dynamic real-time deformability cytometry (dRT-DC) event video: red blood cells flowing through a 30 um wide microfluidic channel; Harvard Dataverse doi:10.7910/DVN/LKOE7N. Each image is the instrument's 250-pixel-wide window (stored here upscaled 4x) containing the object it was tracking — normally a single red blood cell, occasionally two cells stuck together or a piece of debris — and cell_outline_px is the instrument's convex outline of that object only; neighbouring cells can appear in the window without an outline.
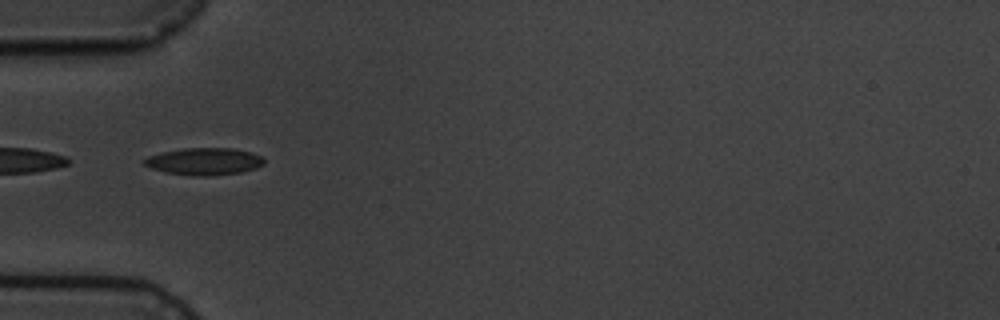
{"species": "common noctule bat (a hibernating species)", "species_latin": "Nyctalus noctula", "temperature_condition": "cold", "stored_images_in_passage": 7, "camera_frame_rate_fps": 3000, "um_per_image_px": 0.085, "animal": {"sex": "male", "body_mass_g": 19.5, "forearm_length_mm": 54.6}, "frame": {"image": 1, "passage_image": 5, "time_ms": 5.667, "image_size_px": [1000, 320], "cell_outline_px": [[264, 164], [256, 168], [240, 172], [208, 176], [196, 176], [164, 172], [152, 168], [144, 164], [140, 160], [148, 156], [160, 152], [184, 148], [232, 148], [252, 152], [264, 156]], "centroid_in_image_um": [17.35, 13.71], "position_along_channel_um": 67.6, "area_um2": 19.13}}